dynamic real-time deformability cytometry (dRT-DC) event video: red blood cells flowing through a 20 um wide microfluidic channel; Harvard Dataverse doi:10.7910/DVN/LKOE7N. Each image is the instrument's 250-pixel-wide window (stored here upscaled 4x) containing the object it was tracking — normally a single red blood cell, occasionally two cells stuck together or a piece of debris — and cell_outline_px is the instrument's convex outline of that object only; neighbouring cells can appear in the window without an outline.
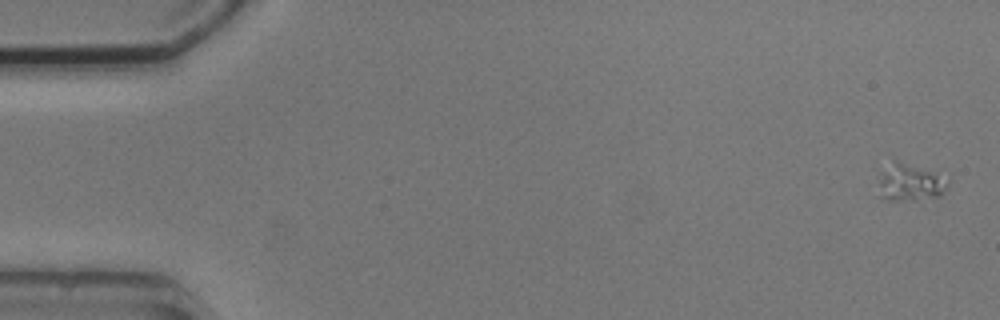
{"species": "common noctule bat (a hibernating species)", "species_latin": "Nyctalus noctula", "temperature_condition": "cold", "stored_images_in_passage": 5, "segment_of_instrument_passage": [2, 2], "camera_frame_rate_fps": 3000, "um_per_image_px": 0.085, "animal": {"sex": "male", "body_mass_g": 20.5, "forearm_length_mm": 52.5}, "frame": {"image": 1, "passage_image": 5, "time_ms": 4.333, "image_size_px": [1000, 320], "cell_outline_px": [[948, 184], [940, 196], [916, 200], [892, 200], [880, 196], [880, 172], [896, 160], [936, 172], [948, 180]], "centroid_in_image_um": [77.38, 15.51], "position_along_channel_um": 7.6, "area_um2": 14.74}}